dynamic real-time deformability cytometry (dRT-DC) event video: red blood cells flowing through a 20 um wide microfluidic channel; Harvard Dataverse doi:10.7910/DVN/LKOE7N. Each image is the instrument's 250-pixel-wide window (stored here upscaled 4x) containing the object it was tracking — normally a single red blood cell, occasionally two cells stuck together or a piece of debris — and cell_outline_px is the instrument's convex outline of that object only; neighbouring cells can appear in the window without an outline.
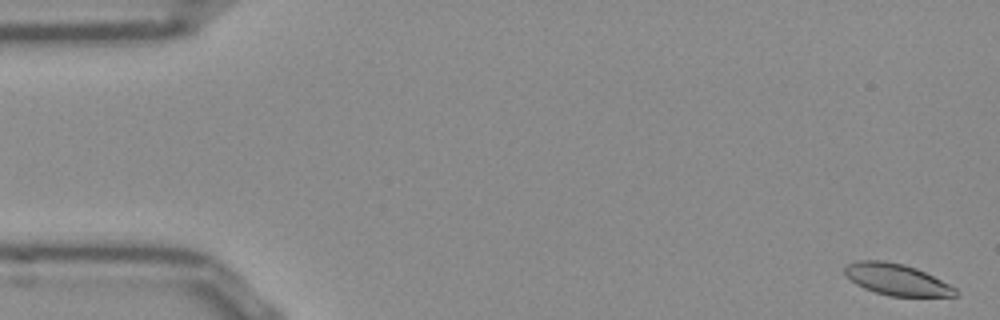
{"species": "Egyptian fruit bat (a non-hibernating species)", "species_latin": "Rousettus aegyptiacus", "temperature_condition": "room temperature", "stored_images_in_passage": 54, "camera_frame_rate_fps": 3000, "um_per_image_px": 0.085, "frame": {"image": 1, "passage_image": 2, "time_ms": 0.333, "image_size_px": [1000, 320], "cell_outline_px": [[960, 292], [956, 296], [888, 296], [864, 288], [856, 284], [844, 272], [844, 268], [848, 264], [856, 260], [884, 260], [904, 264], [916, 268], [956, 288]], "centroid_in_image_um": [76.21, 23.75], "position_along_channel_um": 8.8, "area_um2": 20.11}}
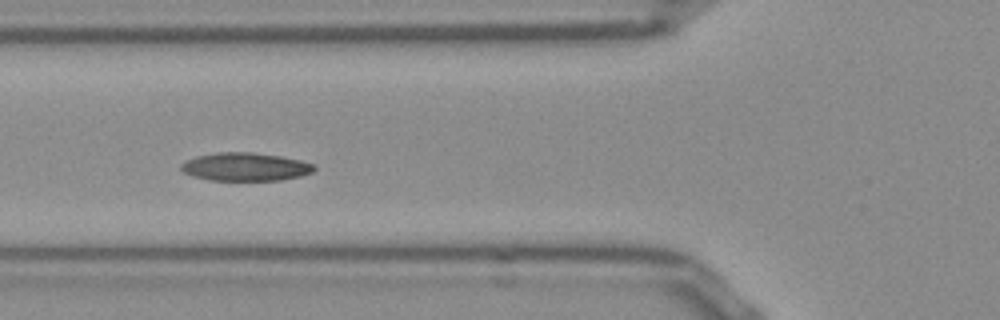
{"frame": {"image": 2, "passage_image": 20, "time_ms": 6.333, "image_size_px": [1000, 320], "cell_outline_px": [[316, 168], [312, 172], [300, 176], [280, 180], [212, 180], [192, 176], [184, 172], [180, 168], [180, 164], [196, 156], [220, 152], [252, 152], [280, 156], [300, 160], [316, 164]], "centroid_in_image_um": [20.87, 14.17], "position_along_channel_um": 104.9, "area_um2": 21.79}}
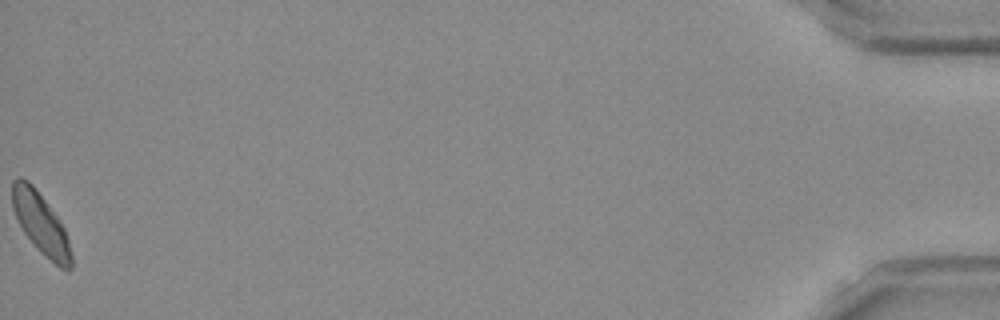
{"frame": {"image": 3, "passage_image": 54, "time_ms": 17.667, "image_size_px": [1000, 320], "cell_outline_px": [[72, 268], [60, 268], [40, 252], [36, 248], [24, 232], [12, 208], [12, 180], [16, 176], [20, 176], [28, 180], [36, 188], [60, 220], [64, 228], [68, 240], [72, 256]], "centroid_in_image_um": [3.45, 18.96], "position_along_channel_um": 431.8, "area_um2": 20.98}, "authors_computed_cell_mechanics": {"area_um2": 21.2993, "velocity_mm_per_s": 3.8122, "shape_relaxation_time_tau1_ms": 4.561, "shape_relaxation_time_tau2_ms": null, "deformation_change_tau1": 0.1185, "deformation_change_tau2": null}}